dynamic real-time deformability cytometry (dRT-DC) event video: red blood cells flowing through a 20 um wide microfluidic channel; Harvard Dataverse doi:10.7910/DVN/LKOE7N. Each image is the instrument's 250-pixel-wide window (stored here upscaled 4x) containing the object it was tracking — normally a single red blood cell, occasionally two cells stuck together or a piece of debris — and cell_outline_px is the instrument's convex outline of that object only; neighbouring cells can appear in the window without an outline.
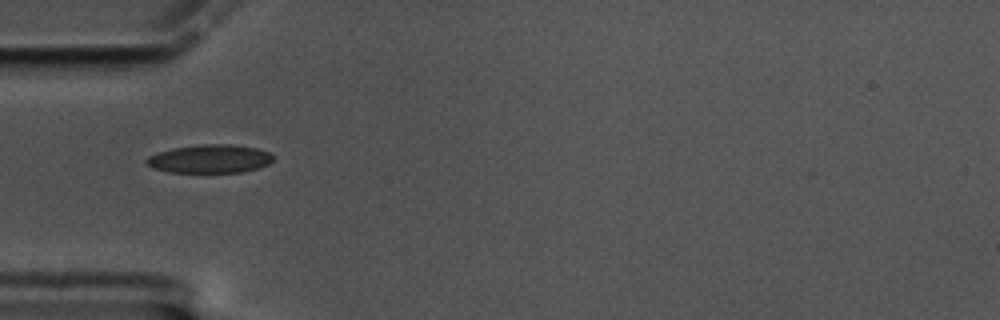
{"species": "common noctule bat (a hibernating species)", "species_latin": "Nyctalus noctula", "temperature_condition": "cold", "stored_images_in_passage": 22, "camera_frame_rate_fps": 3000, "um_per_image_px": 0.085, "animal": {"sex": "male", "body_mass_g": 17.5, "forearm_length_mm": 52.3}, "frame": {"image": 1, "passage_image": 1, "time_ms": 0.0, "image_size_px": [1000, 320], "cell_outline_px": [[272, 160], [268, 164], [260, 168], [244, 172], [168, 172], [152, 168], [144, 164], [144, 160], [148, 156], [172, 148], [200, 144], [232, 144], [256, 148], [268, 152], [272, 156]], "centroid_in_image_um": [17.8, 13.5], "position_along_channel_um": 67.2, "area_um2": 21.1}}